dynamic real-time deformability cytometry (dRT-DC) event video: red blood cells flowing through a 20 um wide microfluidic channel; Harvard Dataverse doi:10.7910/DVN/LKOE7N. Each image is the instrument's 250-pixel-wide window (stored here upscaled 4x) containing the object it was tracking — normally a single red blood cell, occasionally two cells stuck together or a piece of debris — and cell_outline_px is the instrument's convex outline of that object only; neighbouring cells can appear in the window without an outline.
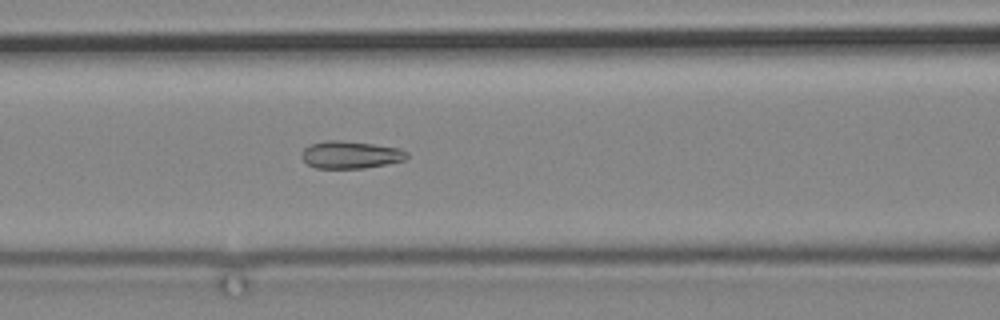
{"species": "common noctule bat (a hibernating species)", "species_latin": "Nyctalus noctula", "temperature_condition": "cold", "stored_images_in_passage": 6, "camera_frame_rate_fps": 3000, "um_per_image_px": 0.085, "animal": {"sex": "male", "body_mass_g": 19.2, "forearm_length_mm": 51.8}, "frame": {"image": 1, "passage_image": 6, "time_ms": 7.333, "image_size_px": [1000, 320], "cell_outline_px": [[408, 156], [404, 160], [364, 168], [316, 168], [308, 164], [300, 156], [304, 148], [312, 144], [328, 140], [340, 140], [372, 144], [400, 148], [408, 152]], "centroid_in_image_um": [29.79, 13.15], "position_along_channel_um": 136.8, "area_um2": 16.65}}